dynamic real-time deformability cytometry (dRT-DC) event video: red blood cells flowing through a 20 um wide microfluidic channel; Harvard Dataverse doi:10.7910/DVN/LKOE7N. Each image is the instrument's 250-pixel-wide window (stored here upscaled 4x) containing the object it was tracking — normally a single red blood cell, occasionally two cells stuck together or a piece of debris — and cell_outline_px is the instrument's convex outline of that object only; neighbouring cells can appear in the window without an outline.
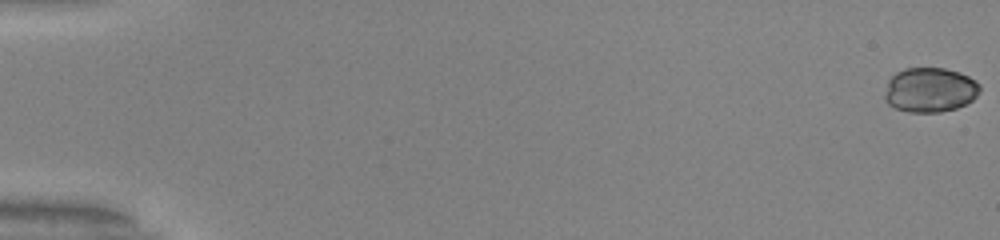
{"species": "common noctule bat (a hibernating species)", "species_latin": "Nyctalus noctula", "temperature_condition": "warm", "stored_images_in_passage": 54, "camera_frame_rate_fps": 3000, "um_per_image_px": 0.085, "animal": {"sex": "male", "body_mass_g": 20.0, "forearm_length_mm": 53.3}, "frame": {"image": 1, "passage_image": 1, "time_ms": 0.0, "image_size_px": [1000, 240], "cell_outline_px": [[980, 92], [972, 100], [956, 108], [940, 112], [908, 112], [896, 108], [888, 104], [884, 100], [884, 96], [888, 80], [896, 72], [904, 68], [944, 68], [960, 72], [976, 80], [980, 84]], "centroid_in_image_um": [79.04, 7.63], "position_along_channel_um": 6.0, "area_um2": 24.91}}
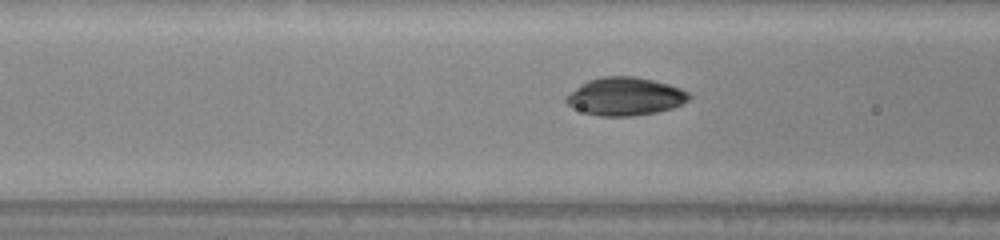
{"frame": {"image": 2, "passage_image": 23, "time_ms": 7.333, "image_size_px": [1000, 240], "cell_outline_px": [[692, 96], [688, 100], [672, 108], [656, 112], [632, 116], [600, 116], [584, 112], [572, 108], [564, 100], [564, 96], [580, 84], [588, 80], [600, 76], [632, 76], [652, 80], [668, 84], [680, 88], [688, 92]], "centroid_in_image_um": [53.09, 8.19], "position_along_channel_um": 113.5, "area_um2": 27.28}}
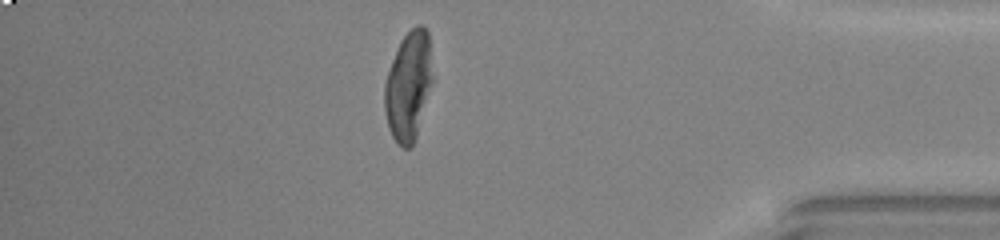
{"frame": {"image": 3, "passage_image": 47, "time_ms": 15.333, "image_size_px": [1000, 240], "cell_outline_px": [[432, 84], [416, 136], [412, 148], [400, 148], [396, 144], [388, 128], [384, 112], [384, 84], [396, 48], [400, 40], [416, 24], [424, 24], [428, 32], [432, 76]], "centroid_in_image_um": [34.7, 7.33], "position_along_channel_um": 400.5, "area_um2": 30.75}, "authors_computed_cell_mechanics": {"area_um2": 27.1371, "velocity_mm_per_s": 3.9924, "shape_relaxation_time_tau1_ms": 3.9588, "shape_relaxation_time_tau2_ms": null, "deformation_change_tau1": 0.103, "deformation_change_tau2": null}}